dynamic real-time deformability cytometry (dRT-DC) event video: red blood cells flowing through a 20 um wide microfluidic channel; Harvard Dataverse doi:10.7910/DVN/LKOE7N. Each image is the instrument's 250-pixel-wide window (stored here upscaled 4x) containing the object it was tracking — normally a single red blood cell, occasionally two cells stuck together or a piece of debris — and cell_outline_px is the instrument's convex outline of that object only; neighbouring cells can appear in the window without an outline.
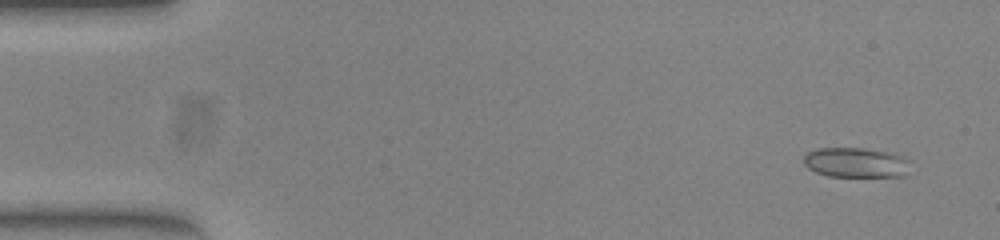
{"species": "common noctule bat (a hibernating species)", "species_latin": "Nyctalus noctula", "temperature_condition": "warm", "stored_images_in_passage": 53, "camera_frame_rate_fps": 3000, "um_per_image_px": 0.085, "animal": {"sex": "female", "body_mass_g": 23.0, "forearm_length_mm": 53.4}, "frame": {"image": 1, "passage_image": 4, "time_ms": 1.0, "image_size_px": [1000, 240], "cell_outline_px": [[908, 160], [904, 176], [828, 176], [816, 172], [808, 168], [804, 164], [804, 156], [808, 152], [816, 148], [860, 148], [884, 152], [900, 156]], "centroid_in_image_um": [72.66, 13.82], "position_along_channel_um": 12.3, "area_um2": 18.09}}
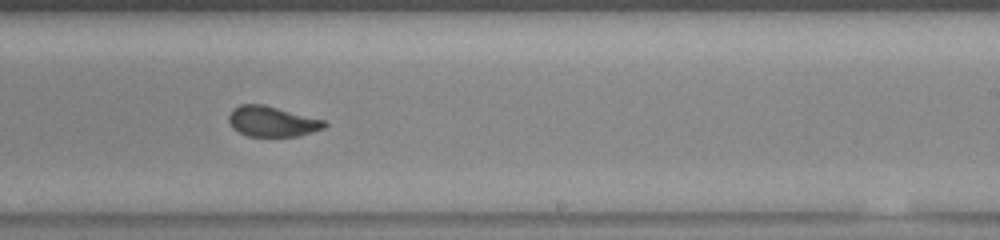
{"frame": {"image": 2, "passage_image": 33, "time_ms": 10.667, "image_size_px": [1000, 240], "cell_outline_px": [[328, 124], [324, 128], [300, 136], [248, 136], [232, 128], [228, 120], [228, 116], [232, 108], [240, 104], [264, 104], [324, 120]], "centroid_in_image_um": [23.11, 10.32], "position_along_channel_um": 265.9, "area_um2": 16.99}}
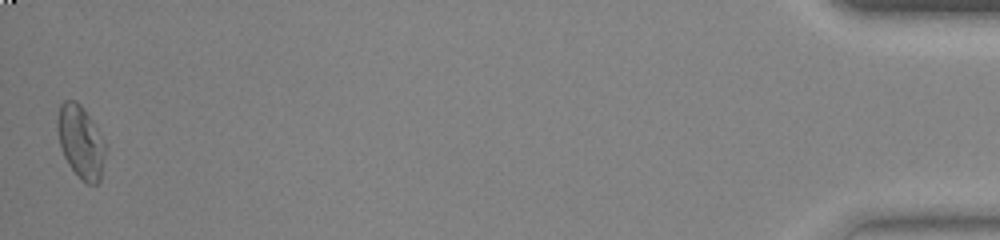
{"frame": {"image": 3, "passage_image": 53, "time_ms": 17.333, "image_size_px": [1000, 240], "cell_outline_px": [[104, 156], [100, 180], [96, 184], [88, 184], [68, 164], [64, 156], [60, 144], [56, 128], [56, 120], [60, 104], [64, 100], [76, 100], [80, 104], [96, 128], [104, 144]], "centroid_in_image_um": [6.81, 12.02], "position_along_channel_um": 428.4, "area_um2": 19.71}, "authors_computed_cell_mechanics": {"area_um2": 17.918, "velocity_mm_per_s": 3.8939, "shape_relaxation_time_tau1_ms": 4.281, "shape_relaxation_time_tau2_ms": 0.921, "deformation_change_tau1": 0.1599, "deformation_change_tau2": 0.0702}}